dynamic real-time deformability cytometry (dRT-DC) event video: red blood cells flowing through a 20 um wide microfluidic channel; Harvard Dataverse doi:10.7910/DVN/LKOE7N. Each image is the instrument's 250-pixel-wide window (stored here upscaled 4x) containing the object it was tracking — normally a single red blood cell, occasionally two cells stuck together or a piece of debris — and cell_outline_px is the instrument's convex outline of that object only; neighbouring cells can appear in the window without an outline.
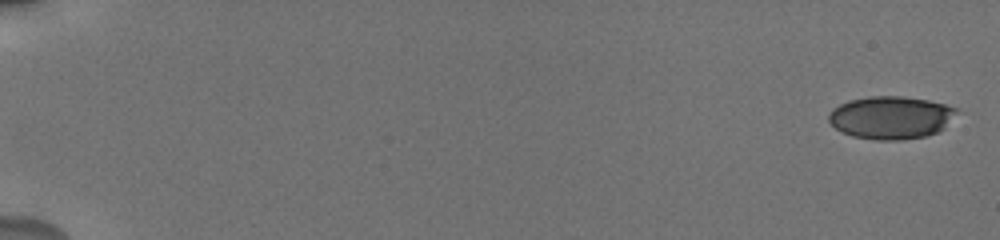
{"species": "human", "species_latin": "Homo sapiens", "temperature_condition": "cold", "stored_images_in_passage": 6, "camera_frame_rate_fps": 3000, "um_per_image_px": 0.085, "donor": {"sex": "male"}, "frame": {"image": 1, "passage_image": 1, "time_ms": 0.0, "image_size_px": [1000, 240], "cell_outline_px": [[956, 112], [944, 128], [936, 132], [924, 136], [900, 140], [876, 140], [852, 136], [836, 128], [828, 120], [828, 116], [832, 108], [848, 100], [868, 96], [900, 96], [928, 100], [944, 104], [956, 108]], "centroid_in_image_um": [75.69, 9.98], "position_along_channel_um": 9.3, "area_um2": 31.67}}
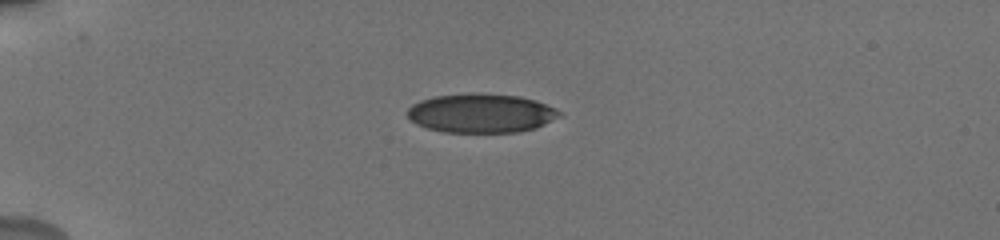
{"frame": {"image": 2, "passage_image": 5, "time_ms": 5.0, "image_size_px": [1000, 240], "cell_outline_px": [[564, 116], [544, 124], [532, 128], [516, 132], [444, 132], [428, 128], [416, 124], [408, 116], [408, 108], [412, 104], [420, 100], [436, 96], [468, 92], [476, 92], [520, 96], [536, 100], [556, 108]], "centroid_in_image_um": [40.91, 9.6], "position_along_channel_um": 44.1, "area_um2": 34.8}}